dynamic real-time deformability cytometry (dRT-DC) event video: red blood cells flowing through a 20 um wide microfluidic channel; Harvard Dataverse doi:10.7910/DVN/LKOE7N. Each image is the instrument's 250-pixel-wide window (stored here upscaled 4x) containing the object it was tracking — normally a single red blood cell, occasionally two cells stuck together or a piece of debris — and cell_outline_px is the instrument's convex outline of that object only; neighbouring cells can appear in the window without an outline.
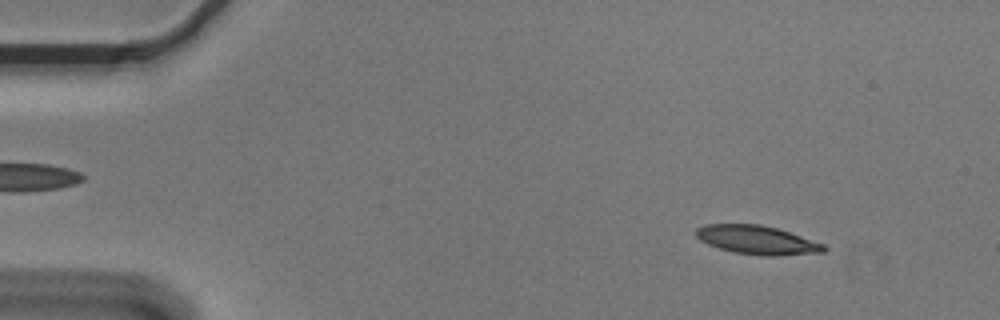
{"species": "Egyptian fruit bat (a non-hibernating species)", "species_latin": "Rousettus aegyptiacus", "temperature_condition": "cold", "stored_images_in_passage": 55, "camera_frame_rate_fps": 3000, "um_per_image_px": 0.085, "animal": {"sex": "male"}, "frame": {"image": 1, "passage_image": 6, "time_ms": 1.667, "image_size_px": [1000, 320], "cell_outline_px": [[828, 248], [824, 252], [776, 256], [760, 256], [732, 252], [708, 244], [700, 240], [696, 236], [696, 228], [704, 224], [760, 224], [776, 228], [824, 244]], "centroid_in_image_um": [64.34, 20.4], "position_along_channel_um": 20.7, "area_um2": 21.39}}
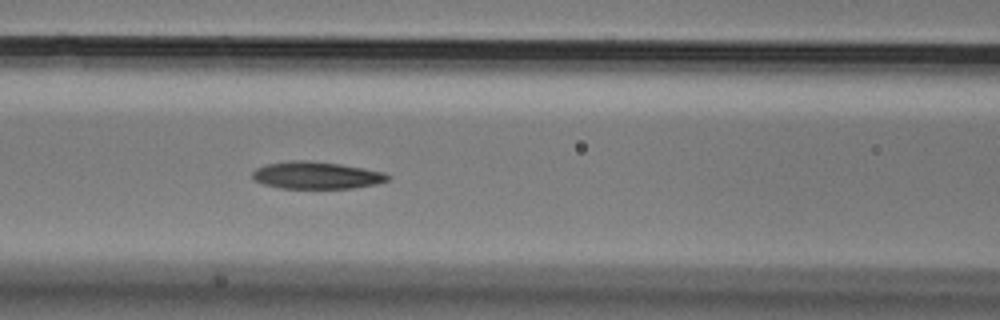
{"frame": {"image": 2, "passage_image": 23, "time_ms": 7.333, "image_size_px": [1000, 320], "cell_outline_px": [[392, 176], [388, 180], [376, 184], [352, 188], [280, 188], [264, 184], [256, 180], [252, 176], [252, 172], [256, 168], [264, 164], [292, 160], [308, 160], [340, 164], [364, 168], [384, 172]], "centroid_in_image_um": [26.9, 14.89], "position_along_channel_um": 139.7, "area_um2": 21.5}}
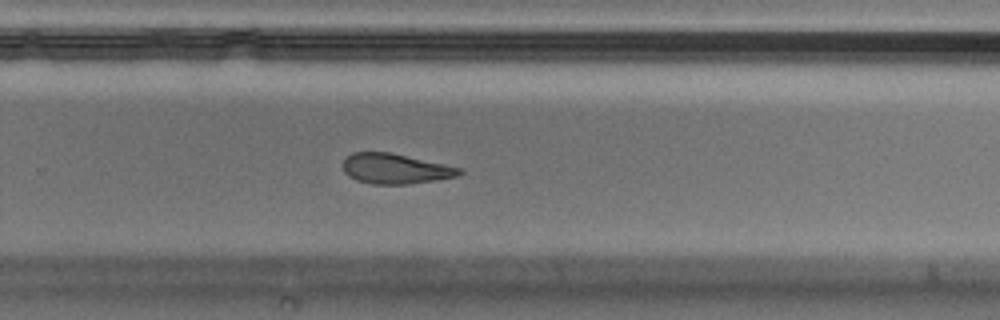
{"frame": {"image": 3, "passage_image": 36, "time_ms": 11.667, "image_size_px": [1000, 320], "cell_outline_px": [[464, 172], [456, 176], [436, 180], [408, 184], [372, 184], [356, 180], [348, 176], [344, 172], [340, 164], [344, 156], [352, 152], [392, 152], [464, 168]], "centroid_in_image_um": [33.56, 14.32], "position_along_channel_um": 296.2, "area_um2": 20.98}, "authors_computed_cell_mechanics": {"area_um2": 21.964, "velocity_mm_per_s": 3.6225, "shape_relaxation_time_tau1_ms": 11.0311, "shape_relaxation_time_tau2_ms": 4.9001, "deformation_change_tau1": 0.2538, "deformation_change_tau2": 0.1319}}